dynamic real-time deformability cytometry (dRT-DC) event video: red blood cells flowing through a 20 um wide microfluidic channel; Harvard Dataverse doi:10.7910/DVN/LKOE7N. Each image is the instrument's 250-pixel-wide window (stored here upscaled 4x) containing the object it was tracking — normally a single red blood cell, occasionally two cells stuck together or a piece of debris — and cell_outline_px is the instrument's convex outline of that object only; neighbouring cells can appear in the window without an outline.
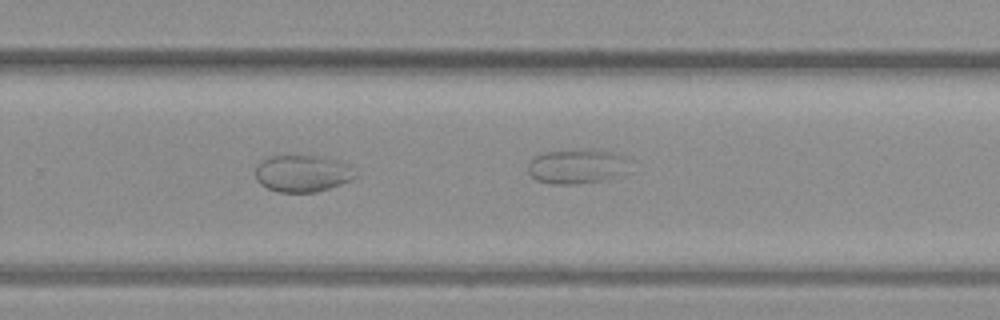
{"species": "common noctule bat (a hibernating species)", "species_latin": "Nyctalus noctula", "temperature_condition": "warm", "stored_images_in_passage": 25, "camera_frame_rate_fps": 3000, "um_per_image_px": 0.085, "animal": {"sex": "female", "body_mass_g": 19.3, "forearm_length_mm": 54.1}, "frame": {"image": 1, "passage_image": 22, "time_ms": 7.0, "image_size_px": [1000, 320], "cell_outline_px": [[356, 176], [352, 180], [316, 192], [280, 192], [268, 188], [260, 184], [256, 180], [256, 164], [272, 156], [316, 156], [336, 160], [348, 164]], "centroid_in_image_um": [25.69, 14.75], "position_along_channel_um": 304.1, "area_um2": 21.15}}